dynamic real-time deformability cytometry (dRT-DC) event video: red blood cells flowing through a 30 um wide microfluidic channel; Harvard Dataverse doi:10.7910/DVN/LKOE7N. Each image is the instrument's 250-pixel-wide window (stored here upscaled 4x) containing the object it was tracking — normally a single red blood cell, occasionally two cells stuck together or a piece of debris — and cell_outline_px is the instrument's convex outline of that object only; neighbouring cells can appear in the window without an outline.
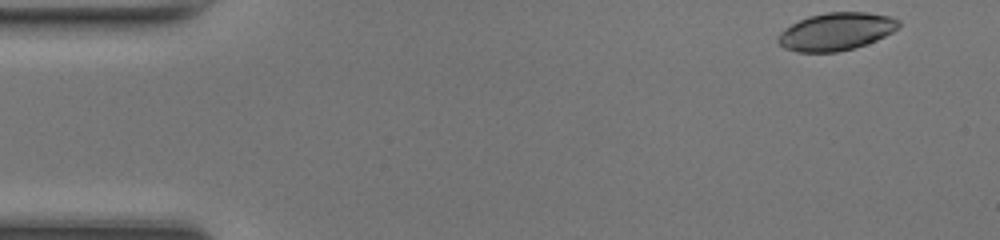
{"species": "common noctule bat (a hibernating species)", "species_latin": "Nyctalus noctula", "temperature_condition": "room temperature", "stored_images_in_passage": 10, "camera_frame_rate_fps": 3000, "um_per_image_px": 0.085, "animal": {"sex": "female", "body_mass_g": 17.0, "forearm_length_mm": 48.0}, "frame": {"image": 1, "passage_image": 1, "time_ms": 0.0, "image_size_px": [1000, 240], "cell_outline_px": [[900, 24], [892, 32], [876, 40], [852, 48], [836, 52], [796, 52], [784, 48], [776, 40], [776, 36], [784, 28], [808, 16], [828, 12], [868, 12], [892, 16], [900, 20]], "centroid_in_image_um": [71.05, 2.67], "position_along_channel_um": 14.0, "area_um2": 26.47}}